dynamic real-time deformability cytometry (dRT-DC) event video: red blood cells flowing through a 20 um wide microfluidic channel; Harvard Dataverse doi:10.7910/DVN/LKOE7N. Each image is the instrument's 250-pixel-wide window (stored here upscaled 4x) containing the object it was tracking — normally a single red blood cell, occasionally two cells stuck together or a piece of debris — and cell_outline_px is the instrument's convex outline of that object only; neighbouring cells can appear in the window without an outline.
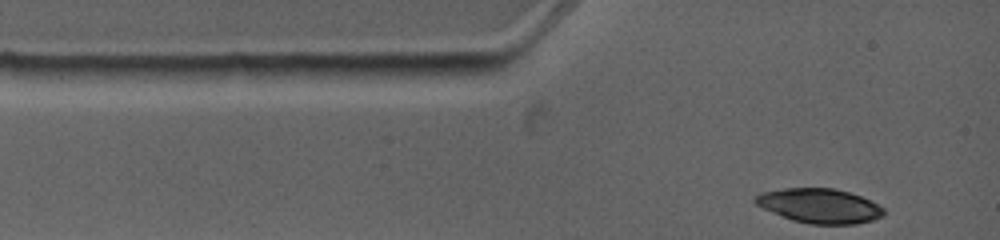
{"species": "common noctule bat (a hibernating species)", "species_latin": "Nyctalus noctula", "temperature_condition": "warm", "stored_images_in_passage": 4, "camera_frame_rate_fps": 4500, "um_per_image_px": 0.085, "animal": {"sex": "female", "body_mass_g": 19.0, "forearm_length_mm": 53.3}, "frame": {"image": 1, "passage_image": 1, "time_ms": 0.0, "image_size_px": [1000, 240], "cell_outline_px": [[884, 216], [872, 220], [856, 224], [808, 224], [792, 220], [764, 208], [756, 204], [752, 200], [760, 192], [784, 188], [832, 188], [848, 192], [860, 196], [884, 208]], "centroid_in_image_um": [69.65, 17.49], "position_along_channel_um": 15.4, "area_um2": 25.66}}
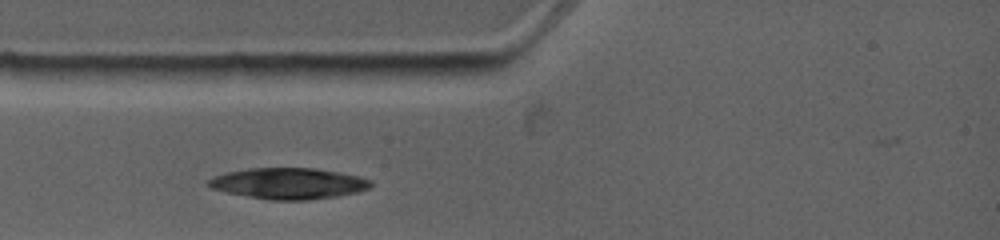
{"frame": {"image": 2, "passage_image": 3, "time_ms": 1.778, "image_size_px": [1000, 240], "cell_outline_px": [[372, 184], [368, 188], [356, 192], [336, 196], [308, 200], [272, 200], [248, 196], [228, 192], [212, 188], [204, 184], [212, 176], [224, 172], [248, 168], [312, 168], [340, 172], [372, 180]], "centroid_in_image_um": [24.48, 15.58], "position_along_channel_um": 60.5, "area_um2": 29.3}}